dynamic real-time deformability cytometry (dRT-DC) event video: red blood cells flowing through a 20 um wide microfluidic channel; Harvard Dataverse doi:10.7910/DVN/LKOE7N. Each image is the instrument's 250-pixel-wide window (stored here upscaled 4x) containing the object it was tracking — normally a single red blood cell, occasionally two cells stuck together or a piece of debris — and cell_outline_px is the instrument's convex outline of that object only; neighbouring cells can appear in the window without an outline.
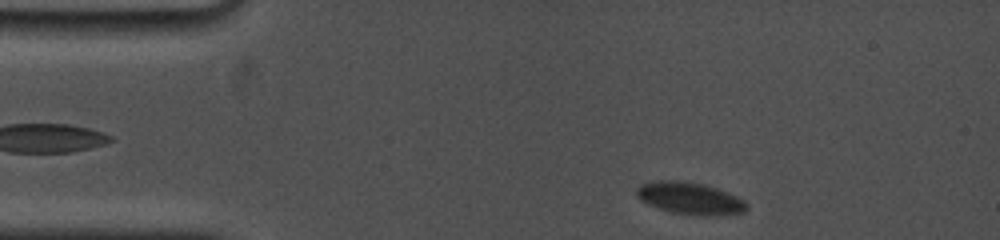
{"species": "common noctule bat (a hibernating species)", "species_latin": "Nyctalus noctula", "temperature_condition": "cold", "stored_images_in_passage": 19, "camera_frame_rate_fps": 5000, "um_per_image_px": 0.085, "animal": {"sex": "female", "body_mass_g": 19.0, "forearm_length_mm": 53.3}, "frame": {"image": 1, "passage_image": 2, "time_ms": 0.4, "image_size_px": [1000, 240], "cell_outline_px": [[748, 208], [744, 212], [716, 216], [700, 216], [672, 212], [648, 204], [640, 200], [636, 196], [636, 188], [640, 184], [656, 180], [680, 180], [704, 184], [728, 192], [744, 200], [748, 204]], "centroid_in_image_um": [58.65, 16.85], "position_along_channel_um": 26.4, "area_um2": 20.81}}
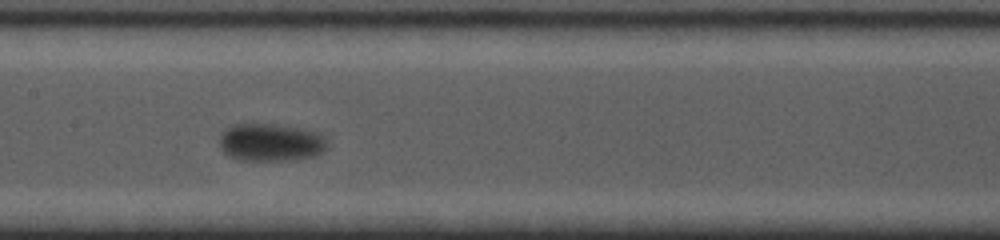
{"frame": {"image": 2, "passage_image": 12, "time_ms": 6.8, "image_size_px": [1000, 240], "cell_outline_px": [[328, 148], [324, 152], [316, 156], [292, 160], [240, 160], [228, 156], [220, 148], [220, 136], [224, 128], [228, 124], [276, 124], [304, 128], [316, 132], [324, 136], [328, 140]], "centroid_in_image_um": [23.04, 12.09], "position_along_channel_um": 184.4, "area_um2": 24.28}}
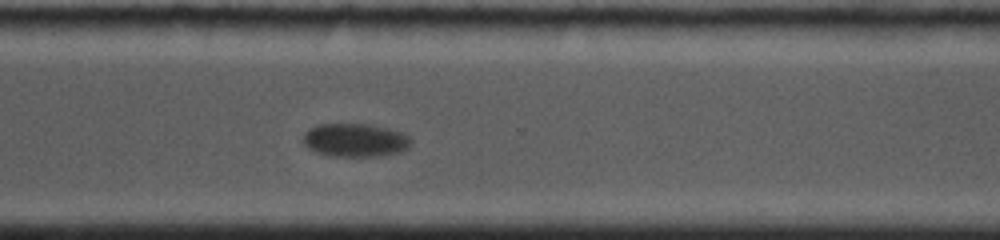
{"frame": {"image": 3, "passage_image": 19, "time_ms": 11.4, "image_size_px": [1000, 240], "cell_outline_px": [[408, 148], [400, 152], [376, 156], [332, 156], [316, 152], [308, 148], [304, 144], [304, 132], [320, 124], [368, 124], [388, 128], [404, 132], [408, 136]], "centroid_in_image_um": [30.18, 11.91], "position_along_channel_um": 340.4, "area_um2": 20.75}}